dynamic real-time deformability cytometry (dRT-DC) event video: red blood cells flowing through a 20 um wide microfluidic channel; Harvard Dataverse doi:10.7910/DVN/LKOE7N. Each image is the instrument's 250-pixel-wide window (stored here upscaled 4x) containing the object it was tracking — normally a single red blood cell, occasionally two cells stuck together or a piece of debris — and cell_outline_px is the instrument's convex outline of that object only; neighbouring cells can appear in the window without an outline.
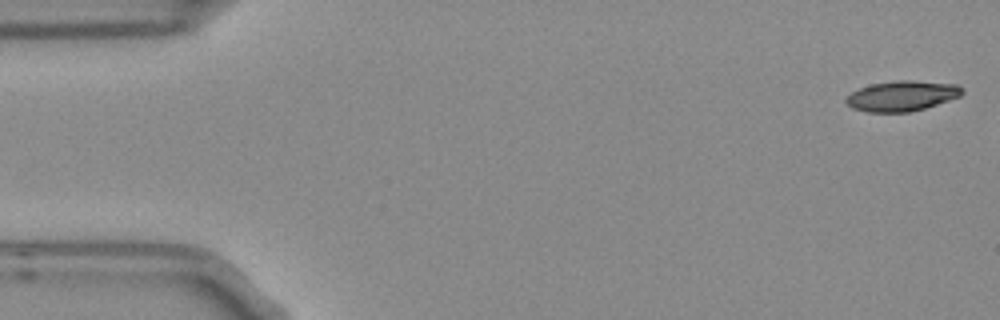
{"species": "Egyptian fruit bat (a non-hibernating species)", "species_latin": "Rousettus aegyptiacus", "temperature_condition": "room temperature", "stored_images_in_passage": 2, "camera_frame_rate_fps": 3000, "um_per_image_px": 0.085, "frame": {"image": 1, "passage_image": 1, "time_ms": 0.0, "image_size_px": [1000, 320], "cell_outline_px": [[964, 92], [960, 96], [924, 108], [908, 112], [868, 112], [852, 108], [844, 100], [852, 92], [860, 88], [872, 84], [900, 80], [912, 80], [956, 84], [964, 88]], "centroid_in_image_um": [76.68, 8.15], "position_along_channel_um": 8.3, "area_um2": 20.29}}